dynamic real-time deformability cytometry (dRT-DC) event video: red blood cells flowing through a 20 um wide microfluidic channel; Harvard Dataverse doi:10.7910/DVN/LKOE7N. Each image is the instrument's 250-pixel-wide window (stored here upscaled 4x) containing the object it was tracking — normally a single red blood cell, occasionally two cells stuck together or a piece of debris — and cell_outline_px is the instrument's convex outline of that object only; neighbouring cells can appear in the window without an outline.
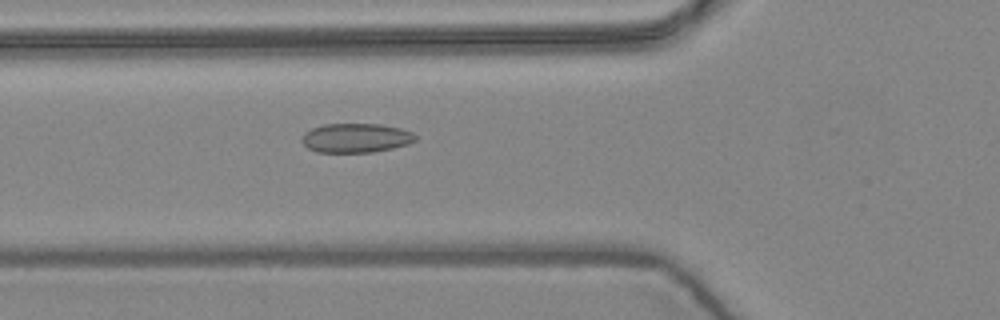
{"species": "common noctule bat (a hibernating species)", "species_latin": "Nyctalus noctula", "temperature_condition": "warm", "stored_images_in_passage": 5, "camera_frame_rate_fps": 3000, "um_per_image_px": 0.085, "animal": {"sex": "female", "body_mass_g": 24.6, "forearm_length_mm": 56.2}, "frame": {"image": 1, "passage_image": 5, "time_ms": 1.333, "image_size_px": [1000, 320], "cell_outline_px": [[416, 140], [408, 144], [392, 148], [372, 152], [316, 152], [308, 148], [300, 140], [304, 132], [312, 128], [324, 124], [380, 124], [400, 128], [412, 132], [416, 136]], "centroid_in_image_um": [30.23, 11.72], "position_along_channel_um": 95.6, "area_um2": 19.36}}